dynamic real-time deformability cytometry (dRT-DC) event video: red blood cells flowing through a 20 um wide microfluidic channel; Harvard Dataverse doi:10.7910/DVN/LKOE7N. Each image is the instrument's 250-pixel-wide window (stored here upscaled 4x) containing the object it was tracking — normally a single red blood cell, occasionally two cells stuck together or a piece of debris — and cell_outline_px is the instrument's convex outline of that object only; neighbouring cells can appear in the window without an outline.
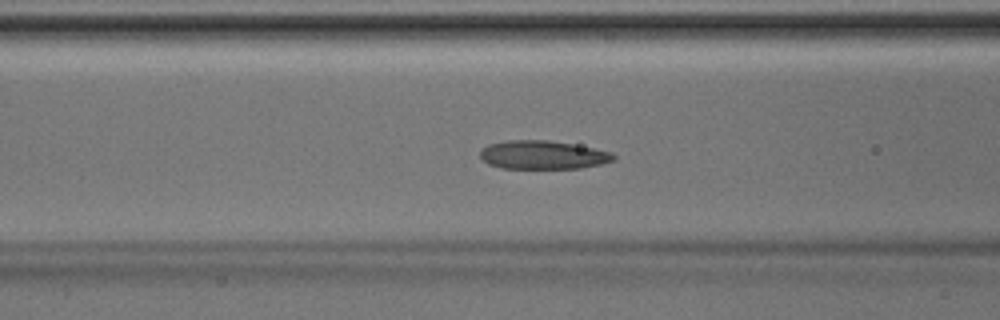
{"species": "Egyptian fruit bat (a non-hibernating species)", "species_latin": "Rousettus aegyptiacus", "temperature_condition": "room temperature", "stored_images_in_passage": 48, "camera_frame_rate_fps": 3000, "um_per_image_px": 0.085, "animal": {"sex": "male"}, "frame": {"image": 1, "passage_image": 19, "time_ms": 6.0, "image_size_px": [1000, 320], "cell_outline_px": [[616, 160], [600, 164], [580, 168], [500, 168], [488, 164], [480, 156], [480, 152], [488, 144], [508, 140], [548, 140], [572, 144], [612, 152], [616, 156]], "centroid_in_image_um": [46.15, 13.17], "position_along_channel_um": 120.5, "area_um2": 22.08}}
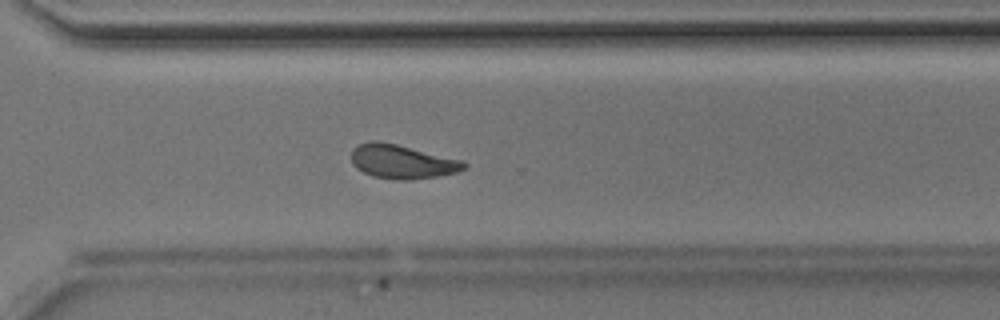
{"frame": {"image": 2, "passage_image": 34, "time_ms": 11.0, "image_size_px": [1000, 320], "cell_outline_px": [[468, 164], [464, 168], [456, 172], [436, 176], [408, 180], [396, 180], [372, 176], [356, 168], [352, 164], [352, 148], [360, 144], [376, 140], [396, 144], [460, 160]], "centroid_in_image_um": [34.13, 13.75], "position_along_channel_um": 336.5, "area_um2": 21.91}}
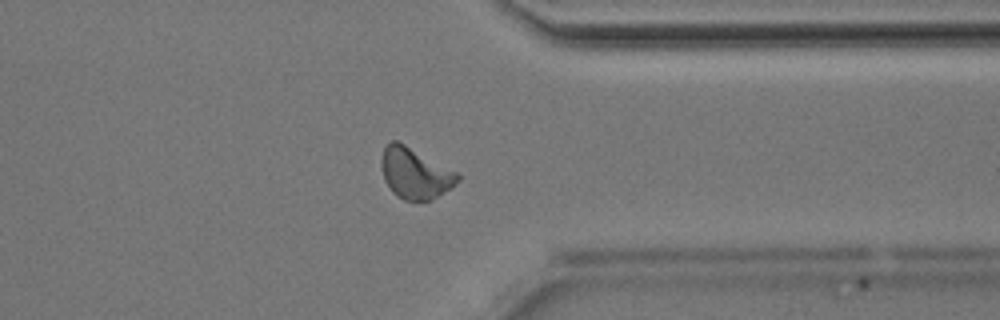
{"frame": {"image": 3, "passage_image": 37, "time_ms": 12.0, "image_size_px": [1000, 320], "cell_outline_px": [[460, 180], [452, 188], [432, 200], [404, 200], [396, 196], [392, 192], [384, 180], [380, 164], [380, 160], [384, 148], [392, 140], [396, 140], [460, 172]], "centroid_in_image_um": [35.31, 14.73], "position_along_channel_um": 376.1, "area_um2": 22.95}}